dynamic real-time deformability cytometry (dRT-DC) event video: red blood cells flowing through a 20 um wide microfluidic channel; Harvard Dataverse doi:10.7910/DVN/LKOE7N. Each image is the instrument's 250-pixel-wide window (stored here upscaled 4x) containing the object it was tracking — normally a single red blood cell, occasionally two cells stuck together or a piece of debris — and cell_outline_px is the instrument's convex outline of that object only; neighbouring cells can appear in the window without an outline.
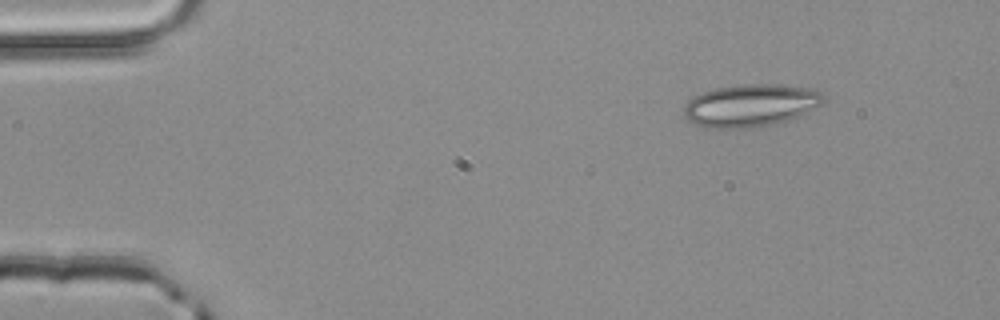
{"species": "common noctule bat (a hibernating species)", "species_latin": "Nyctalus noctula", "temperature_condition": "room temperature", "stored_images_in_passage": 46, "camera_frame_rate_fps": 3000, "um_per_image_px": 0.085, "animal": {"sex": "male", "body_mass_g": 20.4}, "frame": {"image": 1, "passage_image": 1, "time_ms": 0.0, "image_size_px": [1000, 320], "cell_outline_px": [[828, 100], [824, 104], [800, 116], [776, 124], [748, 128], [712, 128], [696, 124], [688, 120], [684, 116], [684, 104], [692, 96], [716, 88], [744, 84], [772, 84], [808, 88], [820, 92]], "centroid_in_image_um": [63.83, 8.97], "position_along_channel_um": 21.2, "area_um2": 34.8}}
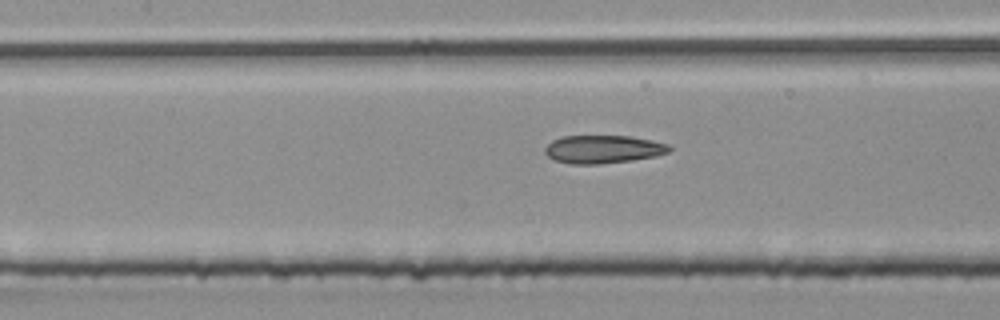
{"frame": {"image": 2, "passage_image": 18, "time_ms": 5.667, "image_size_px": [1000, 320], "cell_outline_px": [[672, 152], [656, 156], [632, 160], [600, 164], [572, 164], [556, 160], [548, 156], [544, 152], [544, 148], [552, 140], [560, 136], [632, 136], [652, 140], [668, 144], [672, 148]], "centroid_in_image_um": [51.29, 12.68], "position_along_channel_um": 156.1, "area_um2": 20.52}}
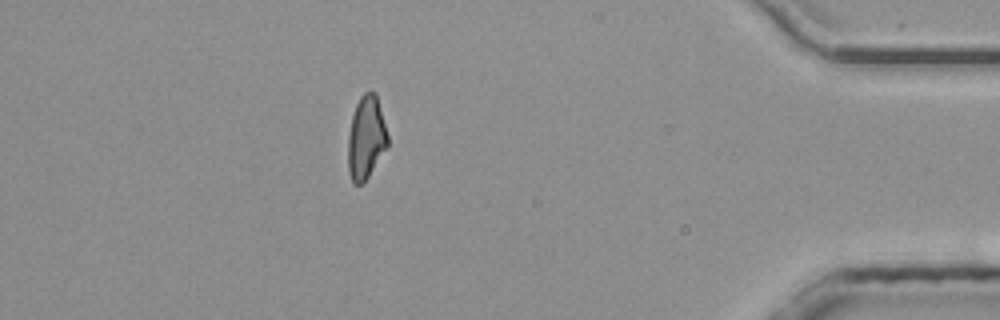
{"frame": {"image": 3, "passage_image": 40, "time_ms": 13.0, "image_size_px": [1000, 320], "cell_outline_px": [[388, 148], [364, 184], [352, 184], [348, 172], [348, 136], [352, 116], [356, 104], [360, 96], [364, 92], [376, 92], [388, 136]], "centroid_in_image_um": [31.12, 11.75], "position_along_channel_um": 404.1, "area_um2": 19.59}, "authors_computed_cell_mechanics": {"area_um2": 20.23, "velocity_mm_per_s": 4.0393, "shape_relaxation_time_tau1_ms": null, "shape_relaxation_time_tau2_ms": 2.9348, "deformation_change_tau1": null, "deformation_change_tau2": 0.1135}}